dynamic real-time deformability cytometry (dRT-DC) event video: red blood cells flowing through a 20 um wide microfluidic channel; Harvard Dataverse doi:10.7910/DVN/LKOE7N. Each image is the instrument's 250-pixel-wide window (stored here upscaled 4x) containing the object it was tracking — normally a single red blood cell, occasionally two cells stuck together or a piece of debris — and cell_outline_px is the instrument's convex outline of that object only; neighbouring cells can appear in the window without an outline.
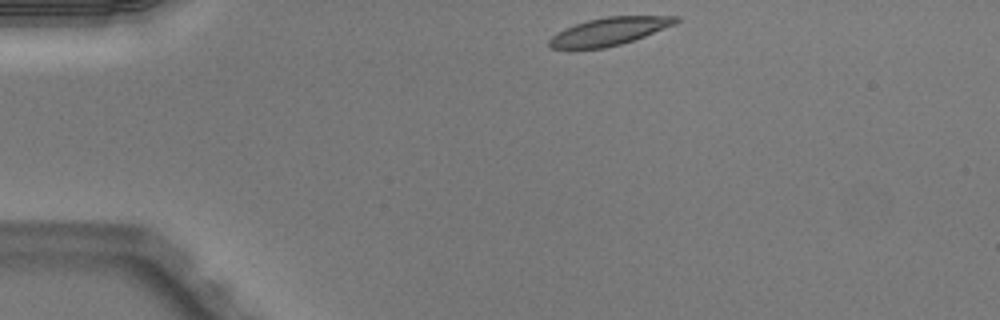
{"species": "Egyptian fruit bat (a non-hibernating species)", "species_latin": "Rousettus aegyptiacus", "temperature_condition": "warm", "stored_images_in_passage": 41, "camera_frame_rate_fps": 3000, "um_per_image_px": 0.085, "animal": {"sex": "male"}, "frame": {"image": 1, "passage_image": 1, "time_ms": 0.0, "image_size_px": [1000, 320], "cell_outline_px": [[680, 20], [676, 24], [644, 36], [620, 44], [604, 48], [552, 48], [548, 44], [548, 40], [556, 32], [564, 28], [588, 20], [608, 16], [680, 16]], "centroid_in_image_um": [51.8, 2.65], "position_along_channel_um": 33.2, "area_um2": 20.29}}
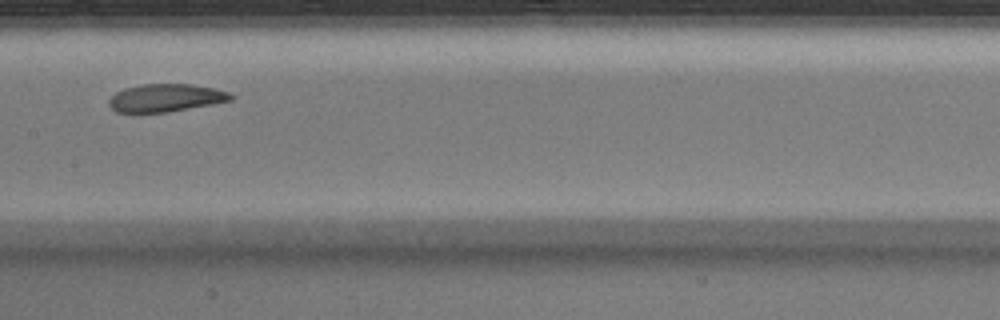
{"frame": {"image": 2, "passage_image": 17, "time_ms": 5.333, "image_size_px": [1000, 320], "cell_outline_px": [[232, 100], [212, 104], [168, 112], [116, 112], [108, 104], [108, 100], [116, 92], [124, 88], [140, 84], [192, 84], [216, 88], [228, 92], [232, 96]], "centroid_in_image_um": [14.07, 8.31], "position_along_channel_um": 193.3, "area_um2": 19.71}}
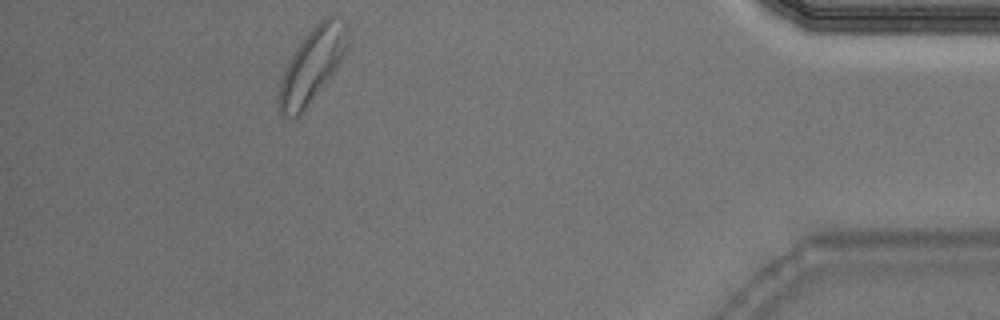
{"frame": {"image": 3, "passage_image": 37, "time_ms": 12.0, "image_size_px": [1000, 320], "cell_outline_px": [[348, 48], [332, 72], [304, 108], [296, 116], [288, 116], [280, 112], [280, 80], [284, 68], [288, 60], [296, 48], [308, 32], [324, 16], [332, 16], [344, 20], [348, 24]], "centroid_in_image_um": [26.56, 5.42], "position_along_channel_um": 408.6, "area_um2": 28.44}, "authors_computed_cell_mechanics": {"area_um2": 20.808, "velocity_mm_per_s": 3.9706, "shape_relaxation_time_tau1_ms": 2.7833, "shape_relaxation_time_tau2_ms": null, "deformation_change_tau1": 0.1257, "deformation_change_tau2": null}}